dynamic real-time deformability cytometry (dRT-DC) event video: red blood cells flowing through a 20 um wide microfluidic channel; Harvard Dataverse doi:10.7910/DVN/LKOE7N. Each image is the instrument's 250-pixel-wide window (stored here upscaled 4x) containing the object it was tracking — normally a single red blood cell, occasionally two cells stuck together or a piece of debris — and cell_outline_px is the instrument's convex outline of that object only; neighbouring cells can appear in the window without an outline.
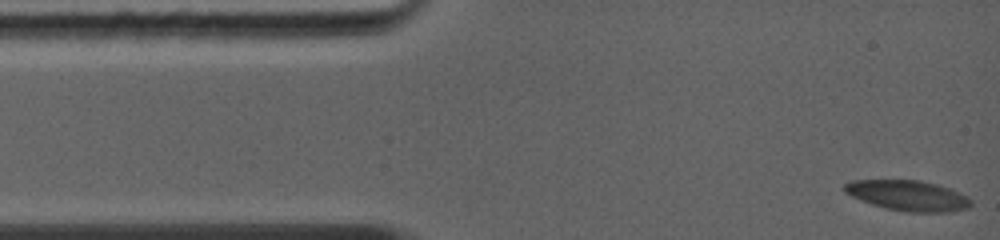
{"species": "common noctule bat (a hibernating species)", "species_latin": "Nyctalus noctula", "temperature_condition": "warm", "stored_images_in_passage": 7, "camera_frame_rate_fps": 5000, "um_per_image_px": 0.085, "animal": {"sex": "female", "body_mass_g": 19.0, "forearm_length_mm": 56.7}, "frame": {"image": 1, "passage_image": 1, "time_ms": 0.0, "image_size_px": [1000, 240], "cell_outline_px": [[972, 204], [968, 208], [952, 212], [904, 212], [884, 208], [860, 200], [844, 192], [840, 188], [844, 184], [852, 180], [916, 180], [936, 184], [960, 192], [968, 196], [972, 200]], "centroid_in_image_um": [77.17, 16.63], "position_along_channel_um": 7.8, "area_um2": 22.66}}
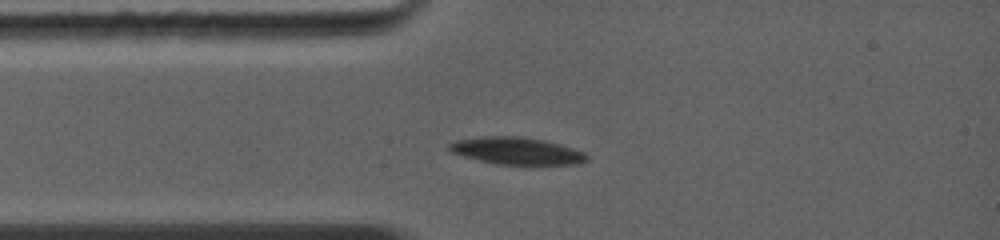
{"frame": {"image": 2, "passage_image": 5, "time_ms": 2.6, "image_size_px": [1000, 240], "cell_outline_px": [[588, 160], [580, 164], [496, 164], [464, 156], [452, 152], [448, 148], [448, 144], [456, 140], [484, 136], [520, 136], [544, 140], [572, 148], [584, 152], [588, 156]], "centroid_in_image_um": [43.92, 12.82], "position_along_channel_um": 41.1, "area_um2": 21.56}}
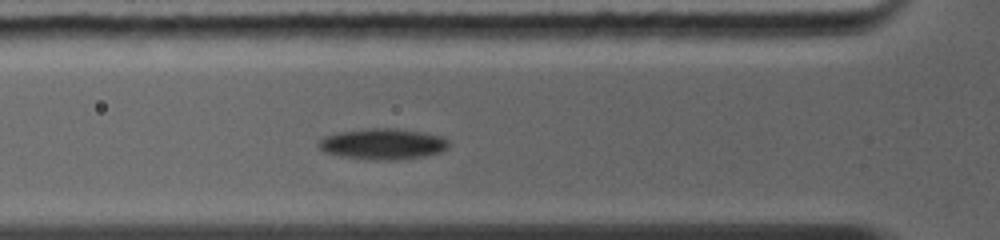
{"frame": {"image": 3, "passage_image": 7, "time_ms": 4.0, "image_size_px": [1000, 240], "cell_outline_px": [[448, 148], [440, 152], [424, 156], [396, 160], [376, 160], [340, 156], [324, 152], [320, 148], [320, 140], [324, 136], [340, 132], [372, 128], [392, 128], [420, 132], [440, 136], [448, 140]], "centroid_in_image_um": [32.54, 12.25], "position_along_channel_um": 93.3, "area_um2": 23.12}}